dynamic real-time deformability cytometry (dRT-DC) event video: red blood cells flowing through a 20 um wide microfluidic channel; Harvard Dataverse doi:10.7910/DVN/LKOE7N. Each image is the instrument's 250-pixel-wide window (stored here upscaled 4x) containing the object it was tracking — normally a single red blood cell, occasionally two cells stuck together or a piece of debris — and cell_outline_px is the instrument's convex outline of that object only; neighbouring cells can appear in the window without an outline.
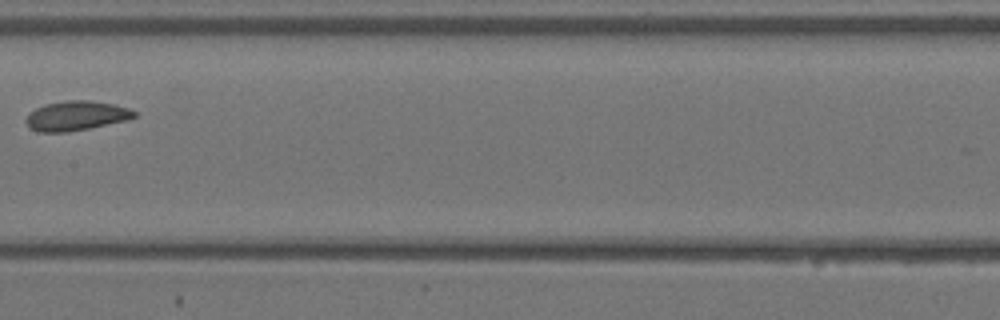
{"species": "Egyptian fruit bat (a non-hibernating species)", "species_latin": "Rousettus aegyptiacus", "temperature_condition": "warm", "stored_images_in_passage": 4, "camera_frame_rate_fps": 3000, "um_per_image_px": 0.085, "animal": {"sex": "female"}, "frame": {"image": 1, "passage_image": 4, "time_ms": 1.0, "image_size_px": [1000, 320], "cell_outline_px": [[136, 116], [128, 120], [68, 132], [40, 132], [32, 128], [24, 120], [36, 108], [44, 104], [68, 100], [92, 100], [112, 104], [128, 108], [136, 112]], "centroid_in_image_um": [6.5, 9.83], "position_along_channel_um": 200.9, "area_um2": 18.44}}